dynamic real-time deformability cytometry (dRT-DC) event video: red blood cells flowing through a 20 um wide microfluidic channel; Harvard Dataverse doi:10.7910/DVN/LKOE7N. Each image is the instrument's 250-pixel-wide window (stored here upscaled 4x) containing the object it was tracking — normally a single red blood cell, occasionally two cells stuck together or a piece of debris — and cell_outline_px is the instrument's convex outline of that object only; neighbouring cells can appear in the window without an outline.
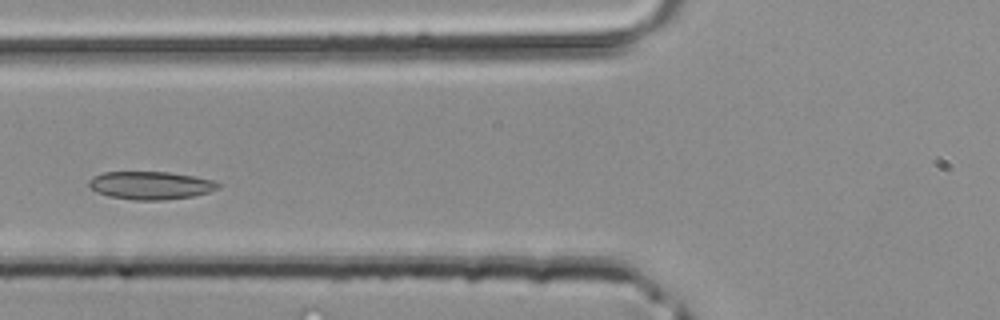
{"species": "common noctule bat (a hibernating species)", "species_latin": "Nyctalus noctula", "temperature_condition": "room temperature", "stored_images_in_passage": 35, "camera_frame_rate_fps": 3000, "um_per_image_px": 0.085, "animal": {"sex": "male", "body_mass_g": 20.4}, "frame": {"image": 1, "passage_image": 9, "time_ms": 2.667, "image_size_px": [1000, 320], "cell_outline_px": [[220, 188], [208, 192], [192, 196], [164, 200], [136, 200], [108, 196], [96, 192], [88, 188], [88, 180], [92, 176], [104, 172], [168, 172], [216, 180], [220, 184]], "centroid_in_image_um": [12.77, 15.75], "position_along_channel_um": 113.0, "area_um2": 21.21}}
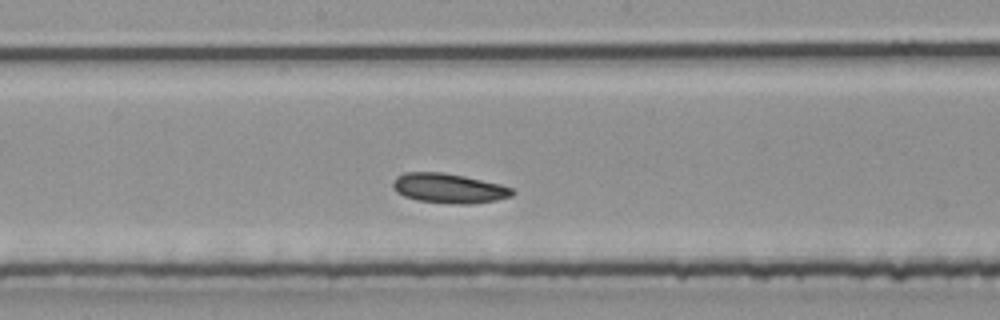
{"frame": {"image": 2, "passage_image": 15, "time_ms": 4.667, "image_size_px": [1000, 320], "cell_outline_px": [[516, 192], [512, 196], [496, 200], [468, 204], [456, 204], [416, 200], [404, 196], [396, 192], [392, 184], [392, 180], [396, 176], [404, 172], [440, 172], [464, 176], [500, 184], [512, 188]], "centroid_in_image_um": [38.13, 16.0], "position_along_channel_um": 210.1, "area_um2": 20.69}}
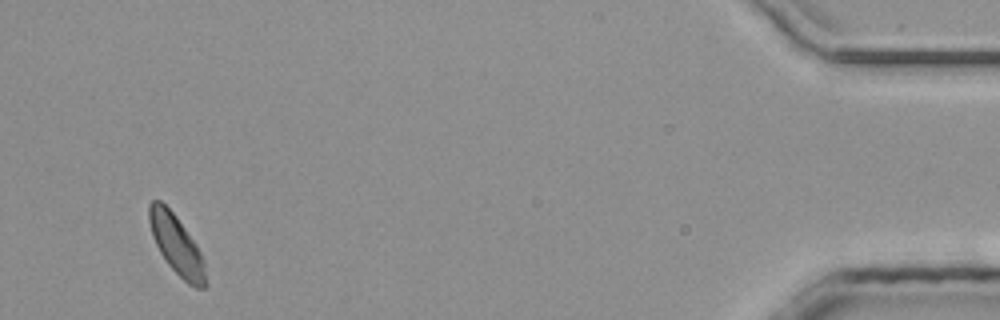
{"frame": {"image": 3, "passage_image": 33, "time_ms": 10.667, "image_size_px": [1000, 320], "cell_outline_px": [[208, 284], [204, 288], [196, 288], [188, 284], [168, 264], [160, 252], [152, 236], [148, 220], [148, 204], [152, 200], [160, 200], [176, 216], [196, 244], [204, 260]], "centroid_in_image_um": [15.01, 20.83], "position_along_channel_um": 420.2, "area_um2": 19.54}}